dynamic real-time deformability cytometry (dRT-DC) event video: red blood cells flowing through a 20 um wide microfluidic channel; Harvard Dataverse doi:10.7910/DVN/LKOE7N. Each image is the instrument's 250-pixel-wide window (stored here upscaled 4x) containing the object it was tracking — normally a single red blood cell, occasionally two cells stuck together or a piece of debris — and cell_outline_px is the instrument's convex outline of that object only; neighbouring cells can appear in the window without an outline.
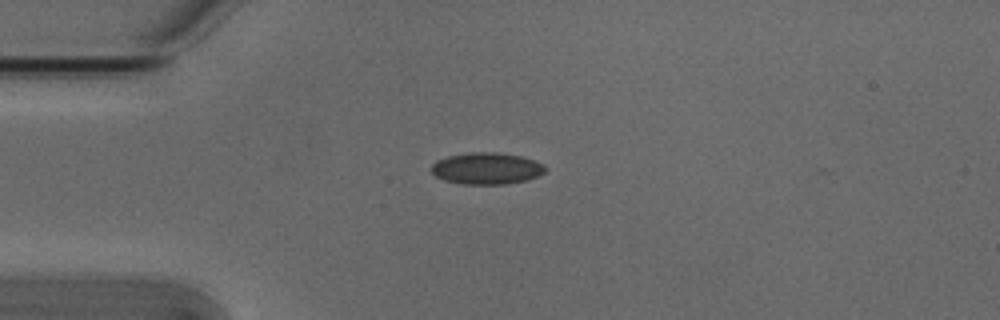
{"species": "Egyptian fruit bat (a non-hibernating species)", "species_latin": "Rousettus aegyptiacus", "temperature_condition": "cold", "stored_images_in_passage": 3, "camera_frame_rate_fps": 3000, "um_per_image_px": 0.085, "animal": {"sex": "male"}, "frame": {"image": 1, "passage_image": 3, "time_ms": 0.667, "image_size_px": [1000, 320], "cell_outline_px": [[548, 168], [544, 172], [528, 180], [504, 184], [460, 184], [444, 180], [436, 176], [432, 172], [432, 164], [436, 160], [448, 156], [468, 152], [496, 152], [520, 156], [544, 164]], "centroid_in_image_um": [41.35, 14.31], "position_along_channel_um": 43.6, "area_um2": 21.04}}